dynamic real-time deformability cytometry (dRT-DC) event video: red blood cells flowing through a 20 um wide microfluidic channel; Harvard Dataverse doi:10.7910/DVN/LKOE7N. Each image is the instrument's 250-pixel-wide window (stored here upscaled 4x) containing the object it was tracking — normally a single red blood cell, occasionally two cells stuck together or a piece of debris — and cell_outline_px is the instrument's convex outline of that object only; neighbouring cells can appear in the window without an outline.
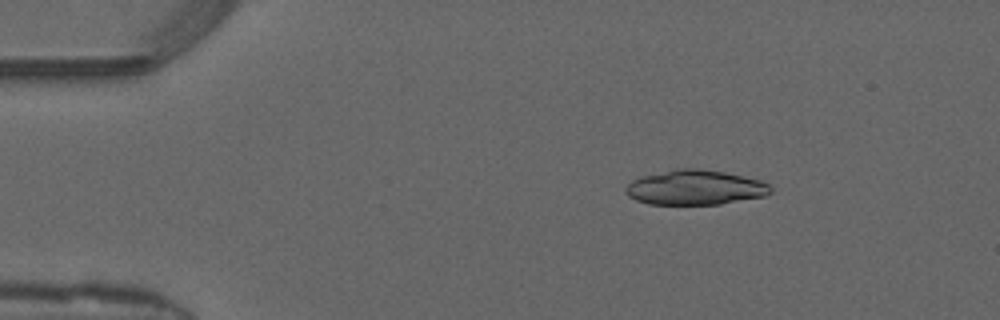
{"species": "common noctule bat (a hibernating species)", "species_latin": "Nyctalus noctula", "temperature_condition": "warm", "stored_images_in_passage": 43, "camera_frame_rate_fps": 3000, "um_per_image_px": 0.085, "animal": {"sex": "male", "forearm_length_mm": 52.5}, "frame": {"image": 1, "passage_image": 2, "time_ms": 0.333, "image_size_px": [1000, 320], "cell_outline_px": [[772, 192], [768, 196], [720, 204], [648, 204], [636, 200], [628, 196], [624, 192], [624, 188], [632, 180], [640, 176], [676, 168], [696, 168], [724, 172], [744, 176], [760, 180], [768, 184], [772, 188]], "centroid_in_image_um": [59.08, 15.94], "position_along_channel_um": 25.9, "area_um2": 29.71}}